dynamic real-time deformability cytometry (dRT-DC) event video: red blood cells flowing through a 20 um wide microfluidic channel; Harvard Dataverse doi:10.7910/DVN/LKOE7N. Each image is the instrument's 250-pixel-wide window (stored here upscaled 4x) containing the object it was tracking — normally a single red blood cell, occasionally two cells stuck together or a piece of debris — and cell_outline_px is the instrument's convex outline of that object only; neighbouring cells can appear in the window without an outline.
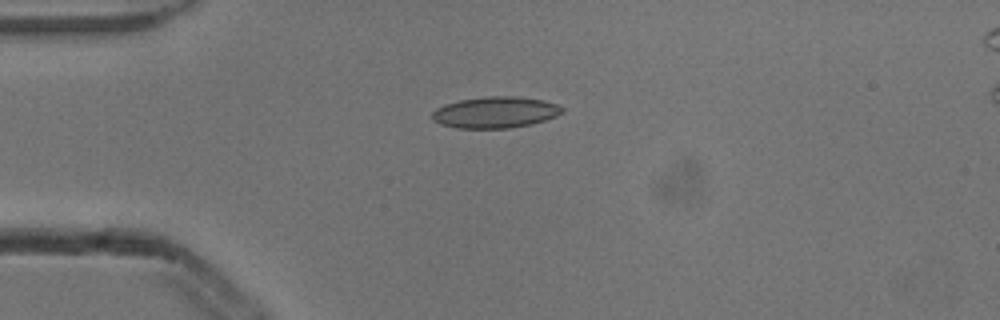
{"species": "common noctule bat (a hibernating species)", "species_latin": "Nyctalus noctula", "temperature_condition": "cold", "stored_images_in_passage": 4, "camera_frame_rate_fps": 3000, "um_per_image_px": 0.085, "animal": {"sex": "male", "body_mass_g": 13.3}, "frame": {"image": 1, "passage_image": 4, "time_ms": 1.0, "image_size_px": [1000, 320], "cell_outline_px": [[564, 112], [556, 116], [532, 124], [508, 128], [456, 128], [440, 124], [432, 120], [432, 112], [436, 108], [444, 104], [460, 100], [484, 96], [516, 96], [544, 100], [556, 104], [564, 108]], "centroid_in_image_um": [42.09, 9.54], "position_along_channel_um": 42.9, "area_um2": 23.87}}